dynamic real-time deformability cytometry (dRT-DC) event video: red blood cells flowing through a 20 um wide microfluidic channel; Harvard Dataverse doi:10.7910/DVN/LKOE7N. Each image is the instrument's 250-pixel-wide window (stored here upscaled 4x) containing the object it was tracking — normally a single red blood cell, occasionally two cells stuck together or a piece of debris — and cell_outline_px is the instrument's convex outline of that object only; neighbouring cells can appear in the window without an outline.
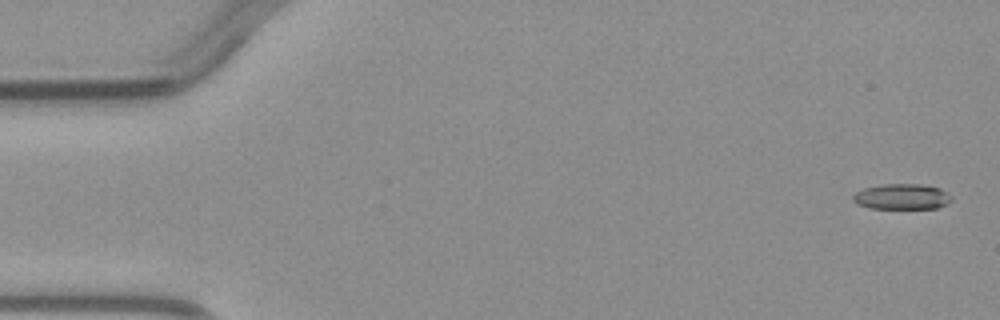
{"species": "common noctule bat (a hibernating species)", "species_latin": "Nyctalus noctula", "temperature_condition": "warm", "stored_images_in_passage": 5, "camera_frame_rate_fps": 3000, "um_per_image_px": 0.085, "animal": {"sex": "male", "body_mass_g": 23.1, "forearm_length_mm": 52.7}, "frame": {"image": 1, "passage_image": 1, "time_ms": 0.0, "image_size_px": [1000, 320], "cell_outline_px": [[952, 200], [936, 208], [868, 208], [856, 204], [852, 200], [852, 196], [856, 192], [864, 188], [884, 184], [920, 184], [940, 188], [952, 196]], "centroid_in_image_um": [76.63, 16.71], "position_along_channel_um": 8.4, "area_um2": 14.62}}
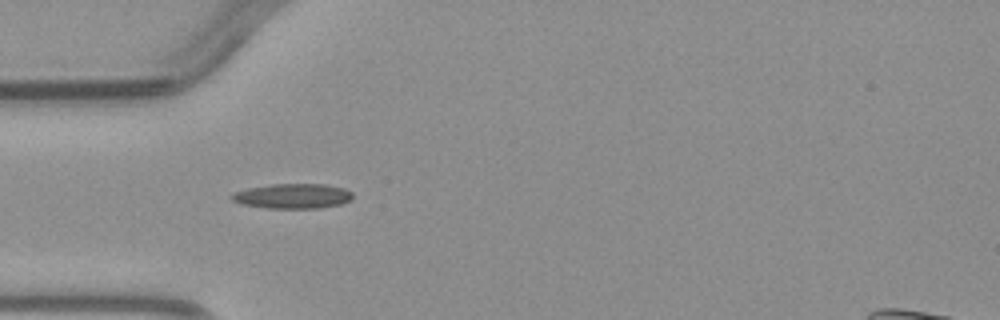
{"frame": {"image": 2, "passage_image": 4, "time_ms": 4.333, "image_size_px": [1000, 320], "cell_outline_px": [[352, 200], [344, 204], [320, 208], [268, 208], [240, 204], [232, 200], [228, 196], [232, 192], [248, 188], [272, 184], [324, 184], [344, 188], [352, 192]], "centroid_in_image_um": [24.87, 16.67], "position_along_channel_um": 60.1, "area_um2": 17.8}}
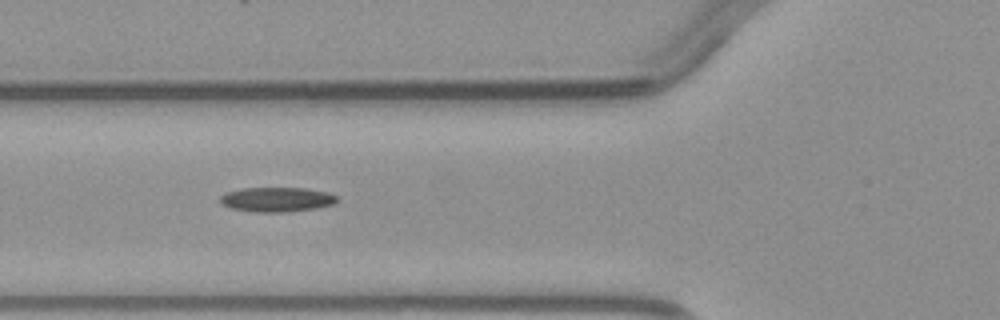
{"frame": {"image": 3, "passage_image": 5, "time_ms": 5.333, "image_size_px": [1000, 320], "cell_outline_px": [[336, 204], [316, 208], [288, 212], [260, 212], [232, 208], [224, 204], [220, 200], [220, 196], [224, 192], [244, 188], [304, 188], [328, 192], [336, 196]], "centroid_in_image_um": [23.55, 16.95], "position_along_channel_um": 102.2, "area_um2": 16.65}}